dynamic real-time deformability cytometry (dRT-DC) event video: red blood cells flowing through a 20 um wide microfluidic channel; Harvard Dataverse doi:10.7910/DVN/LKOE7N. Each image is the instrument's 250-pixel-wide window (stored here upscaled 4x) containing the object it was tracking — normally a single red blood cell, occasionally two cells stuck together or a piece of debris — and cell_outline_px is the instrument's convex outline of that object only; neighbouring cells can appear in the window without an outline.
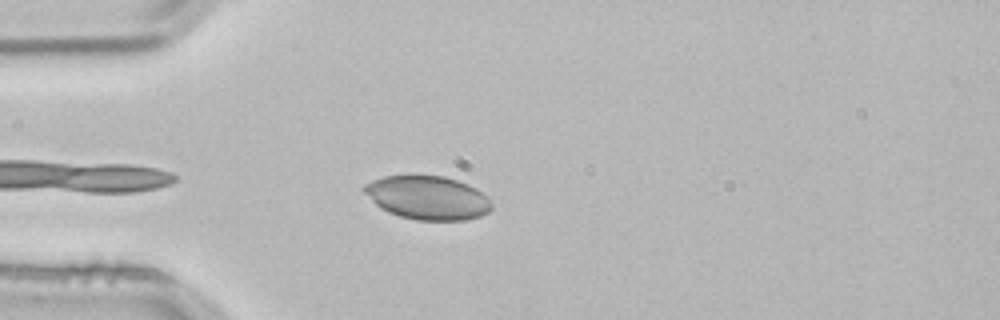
{"species": "common noctule bat (a hibernating species)", "species_latin": "Nyctalus noctula", "temperature_condition": "room temperature", "stored_images_in_passage": 2, "camera_frame_rate_fps": 3000, "um_per_image_px": 0.085, "animal": {"sex": "male", "body_mass_g": 21.5, "forearm_length_mm": 52.0}, "frame": {"image": 1, "passage_image": 2, "time_ms": 0.333, "image_size_px": [1000, 320], "cell_outline_px": [[492, 208], [488, 212], [480, 216], [464, 220], [416, 220], [400, 216], [388, 212], [380, 208], [360, 188], [364, 184], [372, 180], [384, 176], [444, 176], [468, 184], [476, 188], [488, 196], [492, 204]], "centroid_in_image_um": [36.35, 16.81], "position_along_channel_um": 48.7, "area_um2": 32.43}}